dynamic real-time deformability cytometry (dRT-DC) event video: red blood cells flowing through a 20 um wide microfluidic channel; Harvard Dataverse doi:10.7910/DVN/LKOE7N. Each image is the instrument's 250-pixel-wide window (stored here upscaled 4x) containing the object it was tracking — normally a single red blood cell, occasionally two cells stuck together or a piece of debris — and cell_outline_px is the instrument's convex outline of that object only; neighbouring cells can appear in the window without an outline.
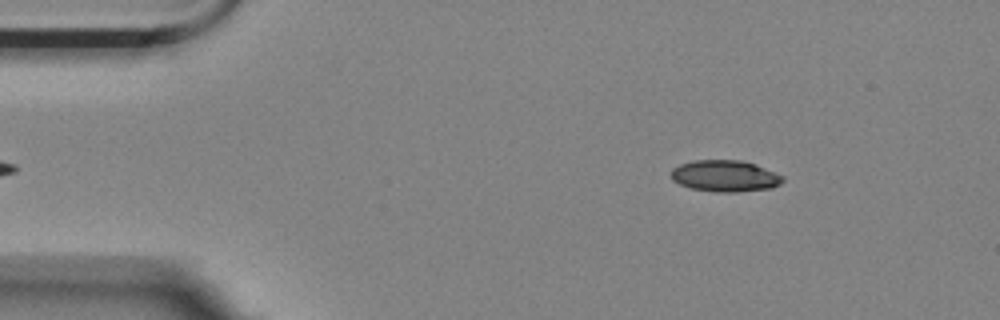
{"species": "Egyptian fruit bat (a non-hibernating species)", "species_latin": "Rousettus aegyptiacus", "temperature_condition": "room temperature", "stored_images_in_passage": 52, "camera_frame_rate_fps": 3000, "um_per_image_px": 0.085, "animal": {"sex": "female"}, "frame": {"image": 1, "passage_image": 3, "time_ms": 0.667, "image_size_px": [1000, 320], "cell_outline_px": [[784, 180], [780, 184], [772, 188], [736, 192], [716, 192], [692, 188], [680, 184], [672, 180], [672, 168], [680, 164], [692, 160], [740, 160], [756, 164], [784, 176]], "centroid_in_image_um": [61.64, 14.95], "position_along_channel_um": 23.4, "area_um2": 20.52}}
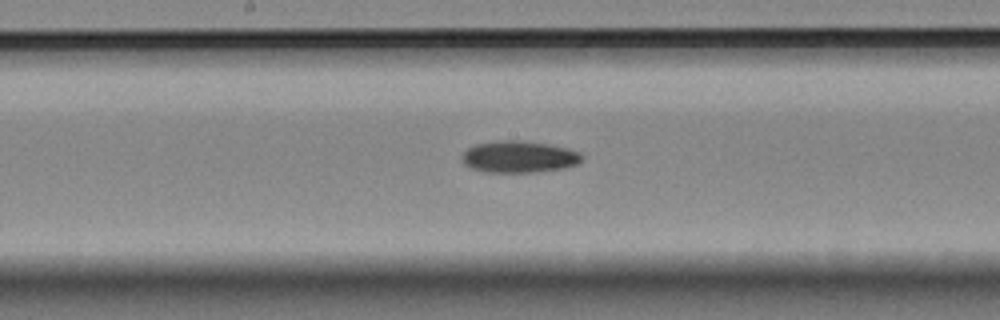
{"frame": {"image": 2, "passage_image": 24, "time_ms": 7.667, "image_size_px": [1000, 320], "cell_outline_px": [[584, 160], [576, 164], [564, 168], [532, 172], [488, 172], [472, 168], [464, 164], [464, 152], [468, 148], [476, 144], [496, 140], [520, 140], [548, 144], [568, 148], [580, 152], [584, 156]], "centroid_in_image_um": [44.17, 13.32], "position_along_channel_um": 204.0, "area_um2": 22.14}}
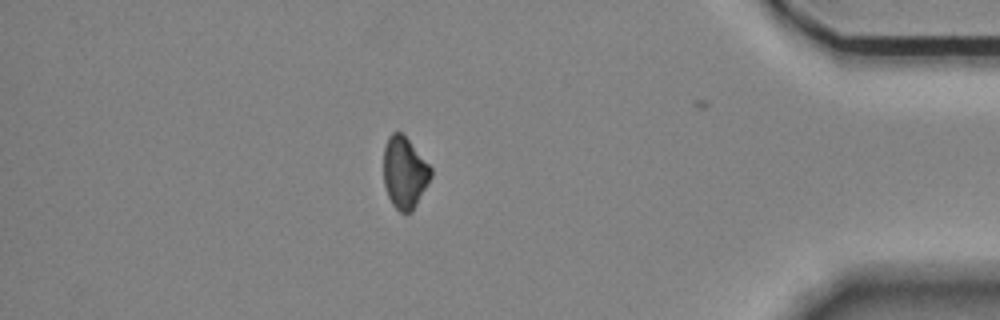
{"frame": {"image": 3, "passage_image": 44, "time_ms": 14.333, "image_size_px": [1000, 320], "cell_outline_px": [[432, 176], [428, 184], [412, 212], [400, 212], [392, 204], [388, 196], [384, 184], [384, 148], [388, 136], [392, 132], [400, 132], [408, 140], [432, 168]], "centroid_in_image_um": [34.39, 14.69], "position_along_channel_um": 400.8, "area_um2": 19.59}, "authors_computed_cell_mechanics": {"area_um2": 21.0681, "velocity_mm_per_s": 3.5384, "shape_relaxation_time_tau1_ms": 5.2846, "shape_relaxation_time_tau2_ms": null, "deformation_change_tau1": 0.0941, "deformation_change_tau2": null}}